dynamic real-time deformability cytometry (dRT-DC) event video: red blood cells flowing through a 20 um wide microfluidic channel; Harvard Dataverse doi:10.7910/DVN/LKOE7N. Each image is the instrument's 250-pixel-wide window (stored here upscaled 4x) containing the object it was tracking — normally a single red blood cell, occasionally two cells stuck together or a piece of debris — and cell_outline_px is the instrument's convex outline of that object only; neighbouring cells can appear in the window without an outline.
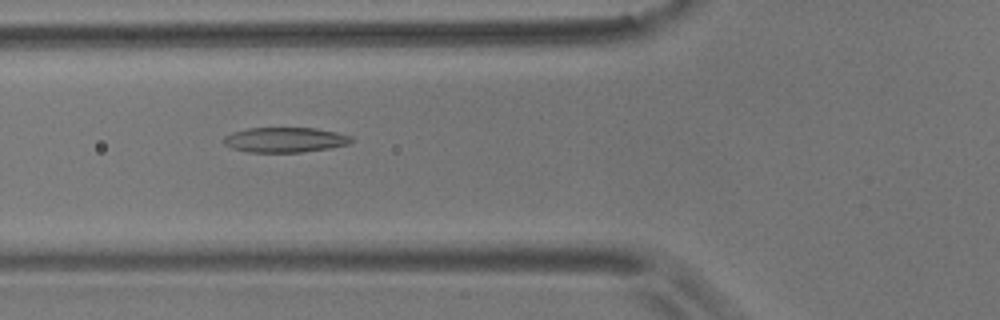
{"species": "common noctule bat (a hibernating species)", "species_latin": "Nyctalus noctula", "temperature_condition": "room temperature", "stored_images_in_passage": 50, "camera_frame_rate_fps": 3000, "um_per_image_px": 0.085, "animal": {"sex": "male", "body_mass_g": 17.9}, "frame": {"image": 1, "passage_image": 14, "time_ms": 4.333, "image_size_px": [1000, 320], "cell_outline_px": [[356, 140], [348, 144], [328, 148], [300, 152], [248, 152], [232, 148], [224, 144], [224, 136], [232, 132], [248, 128], [316, 128], [336, 132], [352, 136]], "centroid_in_image_um": [24.24, 11.88], "position_along_channel_um": 101.6, "area_um2": 18.61}}
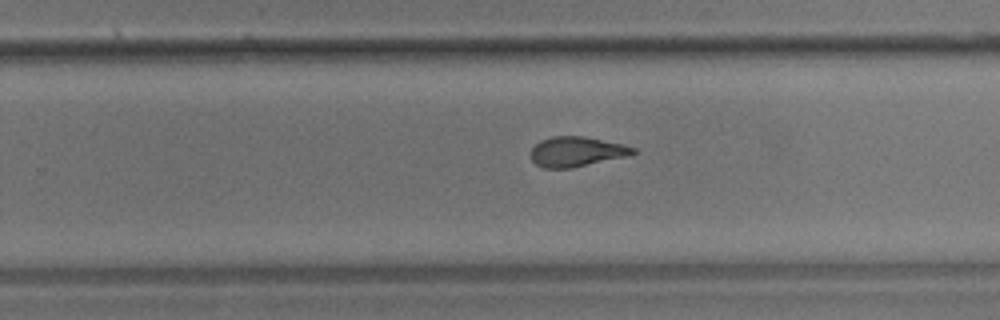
{"frame": {"image": 2, "passage_image": 29, "time_ms": 9.333, "image_size_px": [1000, 320], "cell_outline_px": [[636, 152], [628, 156], [572, 168], [544, 168], [536, 164], [532, 160], [532, 148], [540, 140], [552, 136], [584, 136], [624, 144], [636, 148]], "centroid_in_image_um": [49.03, 12.88], "position_along_channel_um": 280.8, "area_um2": 17.86}}
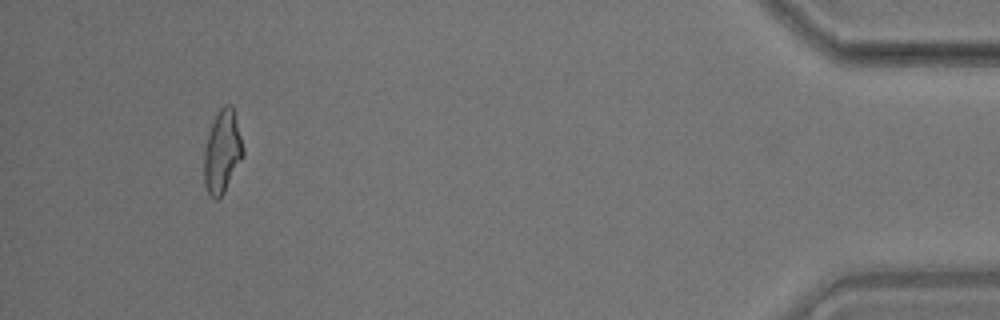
{"frame": {"image": 3, "passage_image": 46, "time_ms": 15.0, "image_size_px": [1000, 320], "cell_outline_px": [[244, 156], [224, 192], [216, 200], [208, 192], [204, 184], [204, 148], [208, 132], [220, 108], [224, 104], [232, 104], [244, 148]], "centroid_in_image_um": [18.9, 12.88], "position_along_channel_um": 416.3, "area_um2": 18.79}, "authors_computed_cell_mechanics": {"area_um2": 18.8139, "velocity_mm_per_s": 3.579, "shape_relaxation_time_tau1_ms": 7.2612, "shape_relaxation_time_tau2_ms": 2.5351, "deformation_change_tau1": 0.2034, "deformation_change_tau2": 0.1133}}